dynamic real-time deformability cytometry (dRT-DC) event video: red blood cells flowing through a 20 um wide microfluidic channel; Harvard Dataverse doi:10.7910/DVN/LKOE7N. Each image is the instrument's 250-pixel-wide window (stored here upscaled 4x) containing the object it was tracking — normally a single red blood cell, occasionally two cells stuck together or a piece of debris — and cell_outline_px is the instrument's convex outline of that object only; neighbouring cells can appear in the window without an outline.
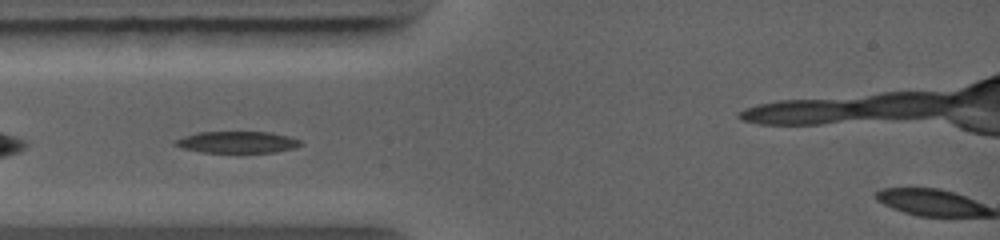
{"species": "common noctule bat (a hibernating species)", "species_latin": "Nyctalus noctula", "temperature_condition": "warm", "stored_images_in_passage": 55, "camera_frame_rate_fps": 5000, "um_per_image_px": 0.085, "animal": {"sex": "female", "body_mass_g": 19.0, "forearm_length_mm": 56.7}, "frame": {"image": 1, "passage_image": 1, "time_ms": 0.0, "image_size_px": [1000, 240], "cell_outline_px": [[304, 144], [292, 148], [276, 152], [200, 152], [180, 148], [172, 144], [176, 140], [184, 136], [196, 132], [272, 132], [288, 136], [300, 140]], "centroid_in_image_um": [20.14, 12.08], "position_along_channel_um": 64.9, "area_um2": 15.84}}
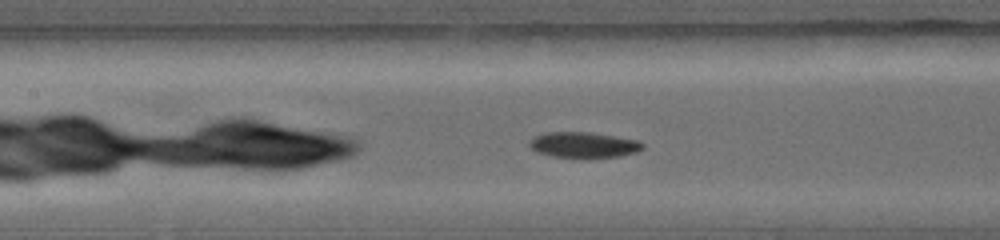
{"frame": {"image": 2, "passage_image": 15, "time_ms": 2.0, "image_size_px": [1000, 240], "cell_outline_px": [[644, 148], [636, 152], [620, 156], [588, 160], [580, 160], [552, 156], [536, 152], [528, 144], [528, 140], [544, 132], [592, 132], [640, 140], [644, 144]], "centroid_in_image_um": [49.62, 12.35], "position_along_channel_um": 157.8, "area_um2": 17.8}}
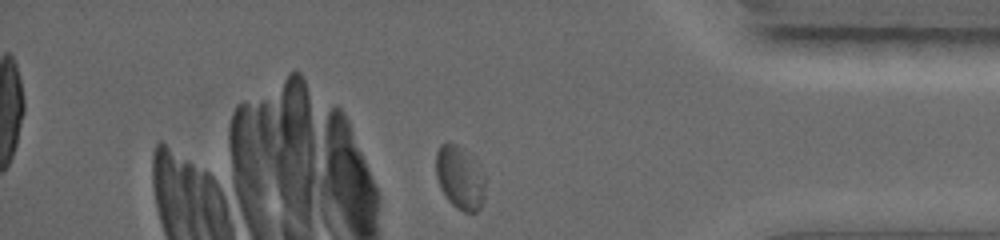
{"frame": {"image": 3, "passage_image": 49, "time_ms": 7.6, "image_size_px": [1000, 240], "cell_outline_px": [[484, 196], [480, 208], [476, 212], [464, 212], [456, 208], [448, 200], [440, 188], [436, 176], [436, 152], [440, 144], [448, 140], [464, 148], [476, 156], [484, 176]], "centroid_in_image_um": [39.09, 15.03], "position_along_channel_um": 396.1, "area_um2": 18.79}}